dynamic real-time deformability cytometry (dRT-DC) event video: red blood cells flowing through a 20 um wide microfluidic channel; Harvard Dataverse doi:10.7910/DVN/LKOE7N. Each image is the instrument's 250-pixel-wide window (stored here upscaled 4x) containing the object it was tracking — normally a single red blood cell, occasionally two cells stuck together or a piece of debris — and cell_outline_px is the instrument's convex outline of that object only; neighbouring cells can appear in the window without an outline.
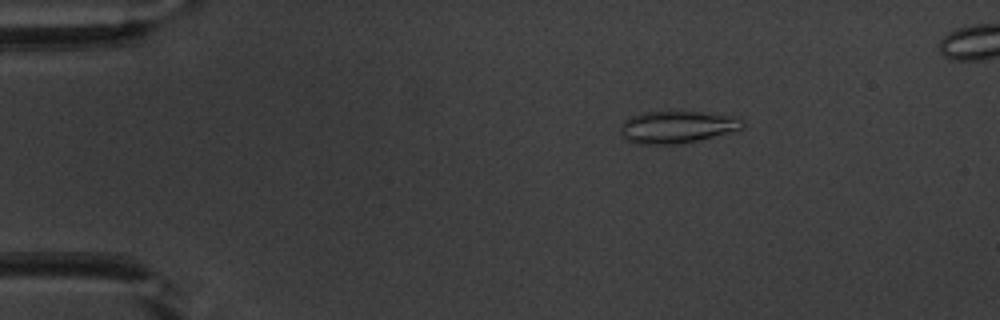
{"species": "common noctule bat (a hibernating species)", "species_latin": "Nyctalus noctula", "temperature_condition": "warm", "stored_images_in_passage": 44, "segment_of_instrument_passage": [1, 2], "camera_frame_rate_fps": 3000, "um_per_image_px": 0.085, "animal": {"sex": "male", "body_mass_g": 20.1, "forearm_length_mm": 53.5}, "frame": {"image": 1, "passage_image": 1, "time_ms": 0.0, "image_size_px": [1000, 320], "cell_outline_px": [[744, 124], [740, 128], [728, 132], [700, 140], [680, 144], [636, 144], [624, 140], [620, 132], [620, 124], [624, 120], [632, 116], [644, 112], [700, 112], [732, 116], [744, 120]], "centroid_in_image_um": [57.47, 10.81], "position_along_channel_um": 27.5, "area_um2": 22.83}}
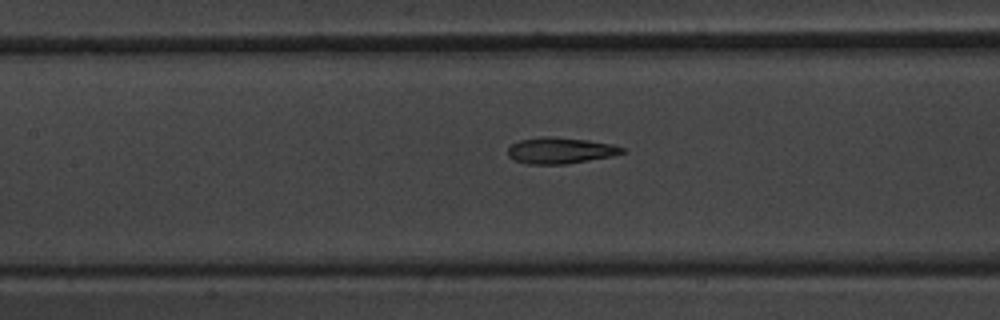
{"frame": {"image": 2, "passage_image": 16, "time_ms": 5.0, "image_size_px": [1000, 320], "cell_outline_px": [[624, 152], [612, 156], [568, 164], [528, 164], [516, 160], [508, 156], [508, 148], [512, 144], [520, 140], [544, 136], [548, 136], [588, 140], [612, 144], [624, 148]], "centroid_in_image_um": [47.63, 12.79], "position_along_channel_um": 159.8, "area_um2": 17.34}}
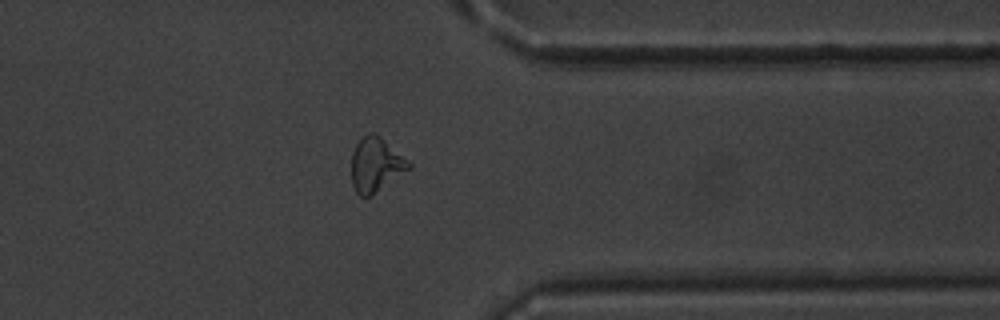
{"frame": {"image": 3, "passage_image": 33, "time_ms": 10.667, "image_size_px": [1000, 320], "cell_outline_px": [[412, 168], [368, 196], [360, 196], [356, 192], [352, 184], [352, 152], [356, 144], [368, 132], [376, 132], [408, 160], [412, 164]], "centroid_in_image_um": [31.95, 13.96], "position_along_channel_um": 379.5, "area_um2": 17.92}}